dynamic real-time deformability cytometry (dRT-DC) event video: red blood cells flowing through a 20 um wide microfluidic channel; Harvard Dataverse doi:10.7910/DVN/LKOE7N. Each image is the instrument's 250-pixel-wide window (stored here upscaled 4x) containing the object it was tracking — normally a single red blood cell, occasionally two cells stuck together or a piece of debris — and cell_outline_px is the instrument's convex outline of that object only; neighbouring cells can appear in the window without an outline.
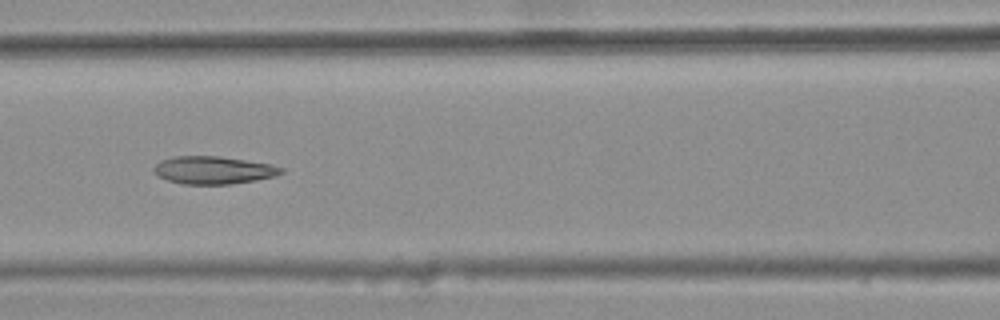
{"species": "common noctule bat (a hibernating species)", "species_latin": "Nyctalus noctula", "temperature_condition": "warm", "stored_images_in_passage": 8, "camera_frame_rate_fps": 3000, "um_per_image_px": 0.085, "animal": {"sex": "female", "body_mass_g": 25.1}, "frame": {"image": 1, "passage_image": 6, "time_ms": 1.667, "image_size_px": [1000, 320], "cell_outline_px": [[284, 172], [276, 176], [256, 180], [232, 184], [184, 184], [168, 180], [156, 176], [152, 172], [152, 168], [160, 160], [172, 156], [220, 156], [272, 164], [284, 168]], "centroid_in_image_um": [18.12, 14.46], "position_along_channel_um": 148.5, "area_um2": 20.87}}
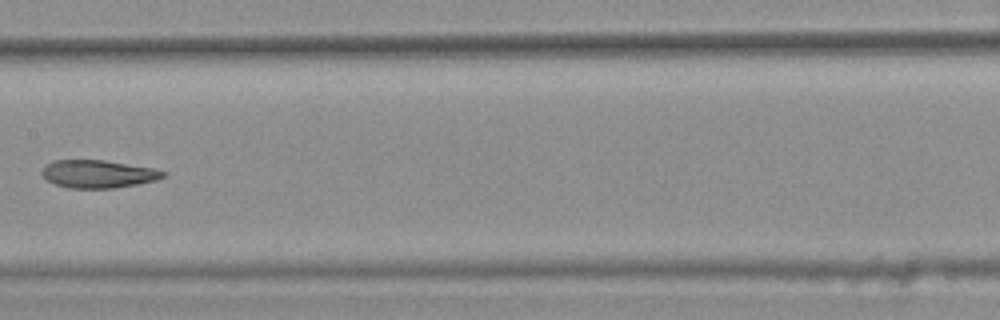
{"frame": {"image": 2, "passage_image": 7, "time_ms": 2.0, "image_size_px": [1000, 320], "cell_outline_px": [[168, 172], [164, 176], [156, 180], [116, 188], [68, 188], [56, 184], [48, 180], [40, 172], [48, 164], [56, 160], [104, 160], [152, 168]], "centroid_in_image_um": [8.36, 14.79], "position_along_channel_um": 199.0, "area_um2": 19.42}}
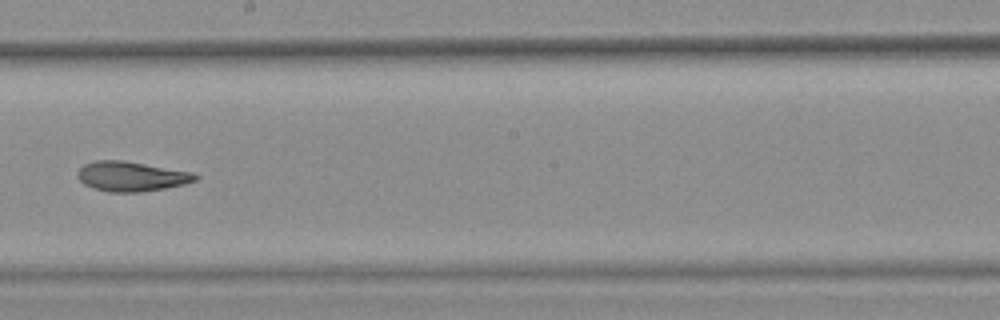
{"frame": {"image": 3, "passage_image": 8, "time_ms": 2.333, "image_size_px": [1000, 320], "cell_outline_px": [[200, 176], [196, 180], [184, 184], [164, 188], [140, 192], [108, 192], [92, 188], [84, 184], [76, 176], [76, 172], [84, 164], [96, 160], [120, 160], [192, 172]], "centroid_in_image_um": [11.12, 15.0], "position_along_channel_um": 237.1, "area_um2": 20.35}}